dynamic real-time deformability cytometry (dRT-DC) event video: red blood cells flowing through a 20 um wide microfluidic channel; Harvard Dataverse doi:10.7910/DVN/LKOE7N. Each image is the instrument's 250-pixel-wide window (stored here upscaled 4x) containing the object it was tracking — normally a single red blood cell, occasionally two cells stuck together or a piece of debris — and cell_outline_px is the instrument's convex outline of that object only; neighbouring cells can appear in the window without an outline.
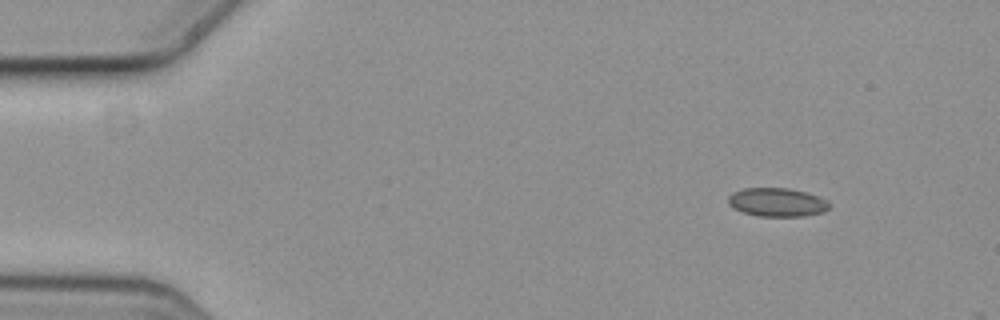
{"species": "common noctule bat (a hibernating species)", "species_latin": "Nyctalus noctula", "temperature_condition": "cold", "stored_images_in_passage": 4, "camera_frame_rate_fps": 3000, "um_per_image_px": 0.085, "animal": {"sex": "female", "body_mass_g": 19.3, "forearm_length_mm": 54.1}, "frame": {"image": 1, "passage_image": 1, "time_ms": 0.0, "image_size_px": [1000, 320], "cell_outline_px": [[828, 208], [824, 212], [804, 216], [756, 216], [744, 212], [728, 204], [728, 196], [732, 192], [744, 188], [788, 188], [804, 192], [828, 200]], "centroid_in_image_um": [66.03, 17.19], "position_along_channel_um": 19.0, "area_um2": 16.7}}
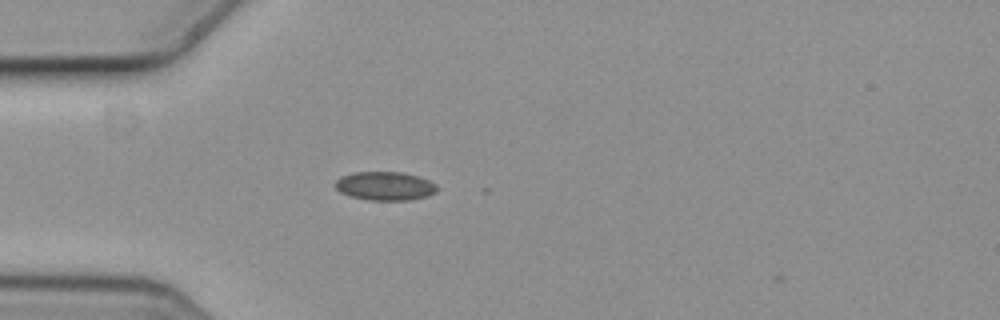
{"frame": {"image": 2, "passage_image": 4, "time_ms": 1.0, "image_size_px": [1000, 320], "cell_outline_px": [[436, 192], [428, 196], [412, 200], [368, 200], [352, 196], [340, 192], [332, 184], [340, 176], [352, 172], [400, 172], [416, 176], [428, 180], [436, 184]], "centroid_in_image_um": [32.69, 15.81], "position_along_channel_um": 52.3, "area_um2": 17.05}}